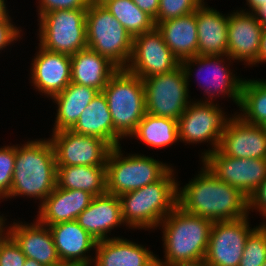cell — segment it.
<instances>
[{
    "label": "cell",
    "instance_id": "cell-29",
    "mask_svg": "<svg viewBox=\"0 0 266 266\" xmlns=\"http://www.w3.org/2000/svg\"><path fill=\"white\" fill-rule=\"evenodd\" d=\"M57 187L103 195L107 193L106 166H57Z\"/></svg>",
    "mask_w": 266,
    "mask_h": 266
},
{
    "label": "cell",
    "instance_id": "cell-9",
    "mask_svg": "<svg viewBox=\"0 0 266 266\" xmlns=\"http://www.w3.org/2000/svg\"><path fill=\"white\" fill-rule=\"evenodd\" d=\"M218 105L203 100L191 101L178 120L179 141L189 145L209 141L212 145L211 149L201 154V159L218 148L220 138L232 118L231 115L227 118L223 108Z\"/></svg>",
    "mask_w": 266,
    "mask_h": 266
},
{
    "label": "cell",
    "instance_id": "cell-32",
    "mask_svg": "<svg viewBox=\"0 0 266 266\" xmlns=\"http://www.w3.org/2000/svg\"><path fill=\"white\" fill-rule=\"evenodd\" d=\"M102 5L121 23L132 38L156 26L154 19L139 9L132 0H106Z\"/></svg>",
    "mask_w": 266,
    "mask_h": 266
},
{
    "label": "cell",
    "instance_id": "cell-45",
    "mask_svg": "<svg viewBox=\"0 0 266 266\" xmlns=\"http://www.w3.org/2000/svg\"><path fill=\"white\" fill-rule=\"evenodd\" d=\"M7 219L2 216H0V240L7 234V225L5 223ZM6 226V227H5ZM6 228V229H5ZM6 232V233H5Z\"/></svg>",
    "mask_w": 266,
    "mask_h": 266
},
{
    "label": "cell",
    "instance_id": "cell-34",
    "mask_svg": "<svg viewBox=\"0 0 266 266\" xmlns=\"http://www.w3.org/2000/svg\"><path fill=\"white\" fill-rule=\"evenodd\" d=\"M202 3V0H160L159 10L154 23L156 25L158 22L175 19L195 12Z\"/></svg>",
    "mask_w": 266,
    "mask_h": 266
},
{
    "label": "cell",
    "instance_id": "cell-40",
    "mask_svg": "<svg viewBox=\"0 0 266 266\" xmlns=\"http://www.w3.org/2000/svg\"><path fill=\"white\" fill-rule=\"evenodd\" d=\"M136 6L155 19L159 10L160 0H132Z\"/></svg>",
    "mask_w": 266,
    "mask_h": 266
},
{
    "label": "cell",
    "instance_id": "cell-2",
    "mask_svg": "<svg viewBox=\"0 0 266 266\" xmlns=\"http://www.w3.org/2000/svg\"><path fill=\"white\" fill-rule=\"evenodd\" d=\"M57 186V163L49 139L30 140L16 145L15 168L11 190L6 197L27 196L40 205Z\"/></svg>",
    "mask_w": 266,
    "mask_h": 266
},
{
    "label": "cell",
    "instance_id": "cell-27",
    "mask_svg": "<svg viewBox=\"0 0 266 266\" xmlns=\"http://www.w3.org/2000/svg\"><path fill=\"white\" fill-rule=\"evenodd\" d=\"M98 93L97 89L71 82L62 92L51 98L57 104L52 132L70 130Z\"/></svg>",
    "mask_w": 266,
    "mask_h": 266
},
{
    "label": "cell",
    "instance_id": "cell-5",
    "mask_svg": "<svg viewBox=\"0 0 266 266\" xmlns=\"http://www.w3.org/2000/svg\"><path fill=\"white\" fill-rule=\"evenodd\" d=\"M106 97L114 127V147L129 138L146 114L143 79L119 69L101 91ZM120 140V141H119Z\"/></svg>",
    "mask_w": 266,
    "mask_h": 266
},
{
    "label": "cell",
    "instance_id": "cell-11",
    "mask_svg": "<svg viewBox=\"0 0 266 266\" xmlns=\"http://www.w3.org/2000/svg\"><path fill=\"white\" fill-rule=\"evenodd\" d=\"M219 180L250 198L266 179V159H242L223 155L218 149L202 161Z\"/></svg>",
    "mask_w": 266,
    "mask_h": 266
},
{
    "label": "cell",
    "instance_id": "cell-43",
    "mask_svg": "<svg viewBox=\"0 0 266 266\" xmlns=\"http://www.w3.org/2000/svg\"><path fill=\"white\" fill-rule=\"evenodd\" d=\"M248 7H250L249 11L242 10L249 13H255L258 9H260L265 3L266 0H246Z\"/></svg>",
    "mask_w": 266,
    "mask_h": 266
},
{
    "label": "cell",
    "instance_id": "cell-18",
    "mask_svg": "<svg viewBox=\"0 0 266 266\" xmlns=\"http://www.w3.org/2000/svg\"><path fill=\"white\" fill-rule=\"evenodd\" d=\"M31 67V83L48 98L62 92L71 83V57L39 46Z\"/></svg>",
    "mask_w": 266,
    "mask_h": 266
},
{
    "label": "cell",
    "instance_id": "cell-42",
    "mask_svg": "<svg viewBox=\"0 0 266 266\" xmlns=\"http://www.w3.org/2000/svg\"><path fill=\"white\" fill-rule=\"evenodd\" d=\"M266 62V29H263L261 34V42H260V49L258 52V58L257 60L252 64L256 65L257 63H264Z\"/></svg>",
    "mask_w": 266,
    "mask_h": 266
},
{
    "label": "cell",
    "instance_id": "cell-3",
    "mask_svg": "<svg viewBox=\"0 0 266 266\" xmlns=\"http://www.w3.org/2000/svg\"><path fill=\"white\" fill-rule=\"evenodd\" d=\"M171 168L158 180L119 196L122 218L131 229H155L177 206L178 183Z\"/></svg>",
    "mask_w": 266,
    "mask_h": 266
},
{
    "label": "cell",
    "instance_id": "cell-4",
    "mask_svg": "<svg viewBox=\"0 0 266 266\" xmlns=\"http://www.w3.org/2000/svg\"><path fill=\"white\" fill-rule=\"evenodd\" d=\"M213 222L185 212L178 205L162 220L165 259L180 262L204 259Z\"/></svg>",
    "mask_w": 266,
    "mask_h": 266
},
{
    "label": "cell",
    "instance_id": "cell-30",
    "mask_svg": "<svg viewBox=\"0 0 266 266\" xmlns=\"http://www.w3.org/2000/svg\"><path fill=\"white\" fill-rule=\"evenodd\" d=\"M130 137L150 147L164 148L179 142L178 121L146 113Z\"/></svg>",
    "mask_w": 266,
    "mask_h": 266
},
{
    "label": "cell",
    "instance_id": "cell-48",
    "mask_svg": "<svg viewBox=\"0 0 266 266\" xmlns=\"http://www.w3.org/2000/svg\"><path fill=\"white\" fill-rule=\"evenodd\" d=\"M89 3H94V4H102L104 3L106 0H88Z\"/></svg>",
    "mask_w": 266,
    "mask_h": 266
},
{
    "label": "cell",
    "instance_id": "cell-12",
    "mask_svg": "<svg viewBox=\"0 0 266 266\" xmlns=\"http://www.w3.org/2000/svg\"><path fill=\"white\" fill-rule=\"evenodd\" d=\"M49 138L57 166H106L113 148L103 139L79 135L71 130L52 132Z\"/></svg>",
    "mask_w": 266,
    "mask_h": 266
},
{
    "label": "cell",
    "instance_id": "cell-37",
    "mask_svg": "<svg viewBox=\"0 0 266 266\" xmlns=\"http://www.w3.org/2000/svg\"><path fill=\"white\" fill-rule=\"evenodd\" d=\"M38 18L47 12L67 9H87L88 0H39Z\"/></svg>",
    "mask_w": 266,
    "mask_h": 266
},
{
    "label": "cell",
    "instance_id": "cell-8",
    "mask_svg": "<svg viewBox=\"0 0 266 266\" xmlns=\"http://www.w3.org/2000/svg\"><path fill=\"white\" fill-rule=\"evenodd\" d=\"M87 9L56 10L38 20L39 46L69 56L87 48Z\"/></svg>",
    "mask_w": 266,
    "mask_h": 266
},
{
    "label": "cell",
    "instance_id": "cell-10",
    "mask_svg": "<svg viewBox=\"0 0 266 266\" xmlns=\"http://www.w3.org/2000/svg\"><path fill=\"white\" fill-rule=\"evenodd\" d=\"M143 84L148 114L178 121L191 102L181 65L170 72L144 78Z\"/></svg>",
    "mask_w": 266,
    "mask_h": 266
},
{
    "label": "cell",
    "instance_id": "cell-35",
    "mask_svg": "<svg viewBox=\"0 0 266 266\" xmlns=\"http://www.w3.org/2000/svg\"><path fill=\"white\" fill-rule=\"evenodd\" d=\"M15 158L16 145L0 147V200H4L11 190Z\"/></svg>",
    "mask_w": 266,
    "mask_h": 266
},
{
    "label": "cell",
    "instance_id": "cell-7",
    "mask_svg": "<svg viewBox=\"0 0 266 266\" xmlns=\"http://www.w3.org/2000/svg\"><path fill=\"white\" fill-rule=\"evenodd\" d=\"M113 147L106 163L107 193L120 196L158 181L171 167L143 154L124 156Z\"/></svg>",
    "mask_w": 266,
    "mask_h": 266
},
{
    "label": "cell",
    "instance_id": "cell-26",
    "mask_svg": "<svg viewBox=\"0 0 266 266\" xmlns=\"http://www.w3.org/2000/svg\"><path fill=\"white\" fill-rule=\"evenodd\" d=\"M156 28L179 61L198 55L196 11L175 19L158 22Z\"/></svg>",
    "mask_w": 266,
    "mask_h": 266
},
{
    "label": "cell",
    "instance_id": "cell-22",
    "mask_svg": "<svg viewBox=\"0 0 266 266\" xmlns=\"http://www.w3.org/2000/svg\"><path fill=\"white\" fill-rule=\"evenodd\" d=\"M95 250L92 266H157L149 248L117 236L98 241Z\"/></svg>",
    "mask_w": 266,
    "mask_h": 266
},
{
    "label": "cell",
    "instance_id": "cell-33",
    "mask_svg": "<svg viewBox=\"0 0 266 266\" xmlns=\"http://www.w3.org/2000/svg\"><path fill=\"white\" fill-rule=\"evenodd\" d=\"M266 261V224L256 226L249 234L239 266H261Z\"/></svg>",
    "mask_w": 266,
    "mask_h": 266
},
{
    "label": "cell",
    "instance_id": "cell-23",
    "mask_svg": "<svg viewBox=\"0 0 266 266\" xmlns=\"http://www.w3.org/2000/svg\"><path fill=\"white\" fill-rule=\"evenodd\" d=\"M229 14L220 13L203 2L196 9L198 55L227 56Z\"/></svg>",
    "mask_w": 266,
    "mask_h": 266
},
{
    "label": "cell",
    "instance_id": "cell-21",
    "mask_svg": "<svg viewBox=\"0 0 266 266\" xmlns=\"http://www.w3.org/2000/svg\"><path fill=\"white\" fill-rule=\"evenodd\" d=\"M76 221L96 241L113 238L108 233L110 235L112 229L125 225L119 197L109 193L95 196Z\"/></svg>",
    "mask_w": 266,
    "mask_h": 266
},
{
    "label": "cell",
    "instance_id": "cell-20",
    "mask_svg": "<svg viewBox=\"0 0 266 266\" xmlns=\"http://www.w3.org/2000/svg\"><path fill=\"white\" fill-rule=\"evenodd\" d=\"M59 258L65 266H91L94 257L88 253L97 242L76 220L48 226ZM93 258V259H92Z\"/></svg>",
    "mask_w": 266,
    "mask_h": 266
},
{
    "label": "cell",
    "instance_id": "cell-25",
    "mask_svg": "<svg viewBox=\"0 0 266 266\" xmlns=\"http://www.w3.org/2000/svg\"><path fill=\"white\" fill-rule=\"evenodd\" d=\"M70 57L71 82L92 87L99 92L119 70L110 60L89 48L80 50Z\"/></svg>",
    "mask_w": 266,
    "mask_h": 266
},
{
    "label": "cell",
    "instance_id": "cell-38",
    "mask_svg": "<svg viewBox=\"0 0 266 266\" xmlns=\"http://www.w3.org/2000/svg\"><path fill=\"white\" fill-rule=\"evenodd\" d=\"M21 32L22 29L13 24L9 14L0 19V50L2 51L6 46L18 41V38H21Z\"/></svg>",
    "mask_w": 266,
    "mask_h": 266
},
{
    "label": "cell",
    "instance_id": "cell-6",
    "mask_svg": "<svg viewBox=\"0 0 266 266\" xmlns=\"http://www.w3.org/2000/svg\"><path fill=\"white\" fill-rule=\"evenodd\" d=\"M87 48L125 69L132 54L133 38L102 4L90 3L86 12Z\"/></svg>",
    "mask_w": 266,
    "mask_h": 266
},
{
    "label": "cell",
    "instance_id": "cell-16",
    "mask_svg": "<svg viewBox=\"0 0 266 266\" xmlns=\"http://www.w3.org/2000/svg\"><path fill=\"white\" fill-rule=\"evenodd\" d=\"M236 114L232 115L217 149L233 158L266 159V126L247 123Z\"/></svg>",
    "mask_w": 266,
    "mask_h": 266
},
{
    "label": "cell",
    "instance_id": "cell-36",
    "mask_svg": "<svg viewBox=\"0 0 266 266\" xmlns=\"http://www.w3.org/2000/svg\"><path fill=\"white\" fill-rule=\"evenodd\" d=\"M26 260L25 254L19 245L7 233L0 240V266H23Z\"/></svg>",
    "mask_w": 266,
    "mask_h": 266
},
{
    "label": "cell",
    "instance_id": "cell-17",
    "mask_svg": "<svg viewBox=\"0 0 266 266\" xmlns=\"http://www.w3.org/2000/svg\"><path fill=\"white\" fill-rule=\"evenodd\" d=\"M263 26L255 13L236 10L229 14L227 56L252 65L258 58Z\"/></svg>",
    "mask_w": 266,
    "mask_h": 266
},
{
    "label": "cell",
    "instance_id": "cell-24",
    "mask_svg": "<svg viewBox=\"0 0 266 266\" xmlns=\"http://www.w3.org/2000/svg\"><path fill=\"white\" fill-rule=\"evenodd\" d=\"M94 196L83 190L55 187L39 206L37 220L46 226L76 220L91 203Z\"/></svg>",
    "mask_w": 266,
    "mask_h": 266
},
{
    "label": "cell",
    "instance_id": "cell-46",
    "mask_svg": "<svg viewBox=\"0 0 266 266\" xmlns=\"http://www.w3.org/2000/svg\"><path fill=\"white\" fill-rule=\"evenodd\" d=\"M7 7H6V3L5 0H0V19H2L3 17H5L9 11L7 12Z\"/></svg>",
    "mask_w": 266,
    "mask_h": 266
},
{
    "label": "cell",
    "instance_id": "cell-31",
    "mask_svg": "<svg viewBox=\"0 0 266 266\" xmlns=\"http://www.w3.org/2000/svg\"><path fill=\"white\" fill-rule=\"evenodd\" d=\"M239 108L238 116L245 122L266 126V79L244 78Z\"/></svg>",
    "mask_w": 266,
    "mask_h": 266
},
{
    "label": "cell",
    "instance_id": "cell-14",
    "mask_svg": "<svg viewBox=\"0 0 266 266\" xmlns=\"http://www.w3.org/2000/svg\"><path fill=\"white\" fill-rule=\"evenodd\" d=\"M248 216L213 222L205 261L209 266H239L246 240L255 229Z\"/></svg>",
    "mask_w": 266,
    "mask_h": 266
},
{
    "label": "cell",
    "instance_id": "cell-15",
    "mask_svg": "<svg viewBox=\"0 0 266 266\" xmlns=\"http://www.w3.org/2000/svg\"><path fill=\"white\" fill-rule=\"evenodd\" d=\"M223 57V55H196L180 61V65L183 68L188 85L190 82L189 79L194 71L192 66L198 67V73L196 72L197 76H202L200 73L203 72V70L204 73L206 72L207 77L204 78L205 83H203L206 87H202L209 99L206 97L204 101L212 102L215 96L220 97L219 95L222 94L223 96L227 95L228 98L230 97L232 101L236 103L235 105L239 106L241 87L244 78H239L236 74H233L232 69L230 70L228 65H225L226 60Z\"/></svg>",
    "mask_w": 266,
    "mask_h": 266
},
{
    "label": "cell",
    "instance_id": "cell-41",
    "mask_svg": "<svg viewBox=\"0 0 266 266\" xmlns=\"http://www.w3.org/2000/svg\"><path fill=\"white\" fill-rule=\"evenodd\" d=\"M157 266H209L205 259L180 262H157Z\"/></svg>",
    "mask_w": 266,
    "mask_h": 266
},
{
    "label": "cell",
    "instance_id": "cell-39",
    "mask_svg": "<svg viewBox=\"0 0 266 266\" xmlns=\"http://www.w3.org/2000/svg\"><path fill=\"white\" fill-rule=\"evenodd\" d=\"M257 210L266 219V179L249 198V210Z\"/></svg>",
    "mask_w": 266,
    "mask_h": 266
},
{
    "label": "cell",
    "instance_id": "cell-13",
    "mask_svg": "<svg viewBox=\"0 0 266 266\" xmlns=\"http://www.w3.org/2000/svg\"><path fill=\"white\" fill-rule=\"evenodd\" d=\"M178 58L165 44L156 26L133 38L132 54L125 68L130 73L144 79L176 69Z\"/></svg>",
    "mask_w": 266,
    "mask_h": 266
},
{
    "label": "cell",
    "instance_id": "cell-44",
    "mask_svg": "<svg viewBox=\"0 0 266 266\" xmlns=\"http://www.w3.org/2000/svg\"><path fill=\"white\" fill-rule=\"evenodd\" d=\"M257 19L261 22L263 29H266V3L255 12Z\"/></svg>",
    "mask_w": 266,
    "mask_h": 266
},
{
    "label": "cell",
    "instance_id": "cell-19",
    "mask_svg": "<svg viewBox=\"0 0 266 266\" xmlns=\"http://www.w3.org/2000/svg\"><path fill=\"white\" fill-rule=\"evenodd\" d=\"M7 233L19 245L26 258L34 259L43 266H65L59 258L49 227L38 220L31 224L13 222Z\"/></svg>",
    "mask_w": 266,
    "mask_h": 266
},
{
    "label": "cell",
    "instance_id": "cell-47",
    "mask_svg": "<svg viewBox=\"0 0 266 266\" xmlns=\"http://www.w3.org/2000/svg\"><path fill=\"white\" fill-rule=\"evenodd\" d=\"M23 266H43L34 259L26 258Z\"/></svg>",
    "mask_w": 266,
    "mask_h": 266
},
{
    "label": "cell",
    "instance_id": "cell-28",
    "mask_svg": "<svg viewBox=\"0 0 266 266\" xmlns=\"http://www.w3.org/2000/svg\"><path fill=\"white\" fill-rule=\"evenodd\" d=\"M76 134L94 136L114 147V127L106 97L102 92L90 102L70 129Z\"/></svg>",
    "mask_w": 266,
    "mask_h": 266
},
{
    "label": "cell",
    "instance_id": "cell-1",
    "mask_svg": "<svg viewBox=\"0 0 266 266\" xmlns=\"http://www.w3.org/2000/svg\"><path fill=\"white\" fill-rule=\"evenodd\" d=\"M203 166L184 187L180 188L178 184L177 205L185 212L212 222L249 216V198Z\"/></svg>",
    "mask_w": 266,
    "mask_h": 266
}]
</instances>
